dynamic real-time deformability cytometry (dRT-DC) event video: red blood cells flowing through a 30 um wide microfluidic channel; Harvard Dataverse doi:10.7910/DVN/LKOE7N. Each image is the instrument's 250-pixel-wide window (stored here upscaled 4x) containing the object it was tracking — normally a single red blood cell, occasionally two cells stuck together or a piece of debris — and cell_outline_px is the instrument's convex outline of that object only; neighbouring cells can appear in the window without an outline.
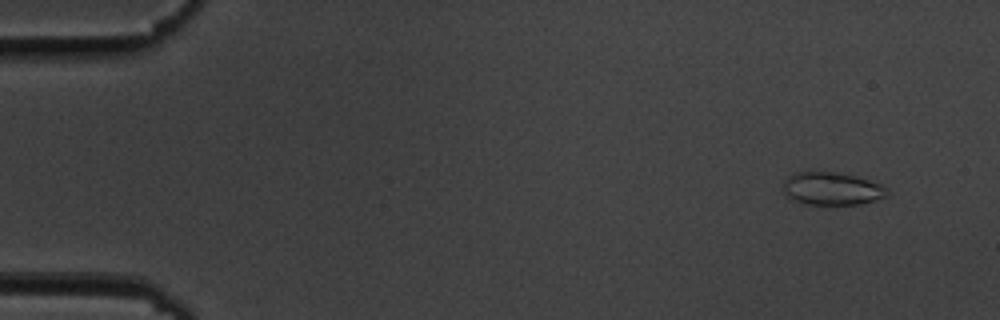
{"species": "common noctule bat (a hibernating species)", "species_latin": "Nyctalus noctula", "temperature_condition": "cold", "stored_images_in_passage": 52, "camera_frame_rate_fps": 3000, "um_per_image_px": 0.085, "animal": {"sex": "male", "body_mass_g": 19.5, "forearm_length_mm": 54.6}, "frame": {"image": 1, "passage_image": 1, "time_ms": 0.0, "image_size_px": [1000, 320], "cell_outline_px": [[888, 196], [860, 204], [804, 204], [792, 200], [784, 196], [784, 180], [788, 176], [796, 172], [836, 172], [856, 176], [880, 184], [888, 188]], "centroid_in_image_um": [70.69, 16.04], "position_along_channel_um": 14.3, "area_um2": 19.94}}
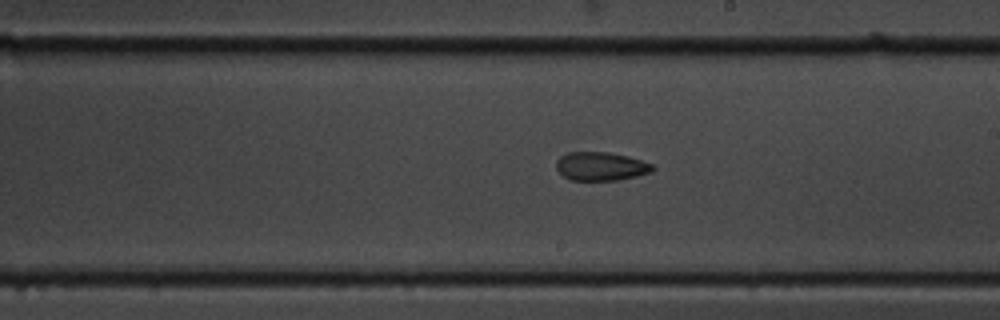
{"frame": {"image": 2, "passage_image": 29, "time_ms": 9.333, "image_size_px": [1000, 320], "cell_outline_px": [[656, 168], [652, 172], [620, 180], [568, 180], [556, 168], [556, 160], [560, 156], [568, 152], [608, 152], [628, 156], [656, 164]], "centroid_in_image_um": [51.11, 14.13], "position_along_channel_um": 237.9, "area_um2": 16.3}}
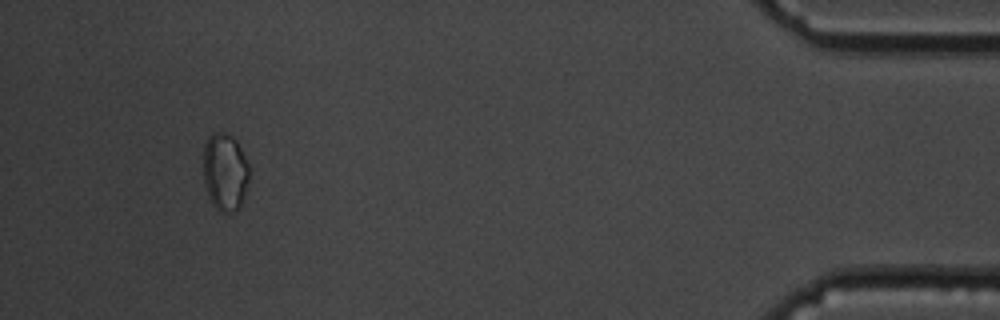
{"frame": {"image": 3, "passage_image": 49, "time_ms": 16.0, "image_size_px": [1000, 320], "cell_outline_px": [[248, 180], [244, 196], [236, 212], [220, 212], [212, 204], [208, 196], [204, 180], [204, 144], [208, 136], [212, 132], [224, 132], [232, 136], [236, 140], [248, 164]], "centroid_in_image_um": [19.11, 14.61], "position_along_channel_um": 416.1, "area_um2": 20.69}, "authors_computed_cell_mechanics": {"area_um2": 16.8198, "velocity_mm_per_s": 3.6252, "shape_relaxation_time_tau1_ms": null, "shape_relaxation_time_tau2_ms": 3.3158, "deformation_change_tau1": null, "deformation_change_tau2": 0.0683}}